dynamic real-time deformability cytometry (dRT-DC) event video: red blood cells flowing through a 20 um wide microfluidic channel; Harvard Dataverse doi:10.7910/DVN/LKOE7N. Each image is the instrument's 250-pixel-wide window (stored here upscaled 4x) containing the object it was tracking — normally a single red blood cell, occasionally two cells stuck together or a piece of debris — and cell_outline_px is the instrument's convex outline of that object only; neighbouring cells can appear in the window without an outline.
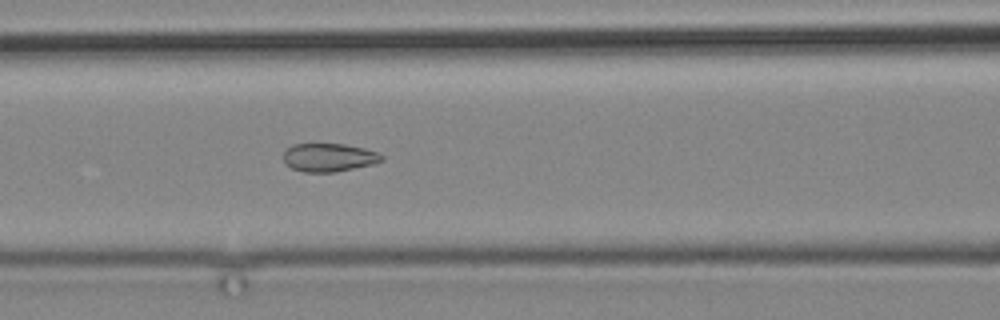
{"species": "common noctule bat (a hibernating species)", "species_latin": "Nyctalus noctula", "temperature_condition": "cold", "stored_images_in_passage": 3, "camera_frame_rate_fps": 3000, "um_per_image_px": 0.085, "animal": {"sex": "male", "body_mass_g": 19.2, "forearm_length_mm": 51.8}, "frame": {"image": 1, "passage_image": 3, "time_ms": 2.333, "image_size_px": [1000, 320], "cell_outline_px": [[384, 160], [372, 164], [332, 172], [304, 172], [292, 168], [284, 160], [284, 152], [292, 144], [344, 144], [364, 148], [376, 152], [384, 156]], "centroid_in_image_um": [27.96, 13.37], "position_along_channel_um": 138.6, "area_um2": 15.95}}